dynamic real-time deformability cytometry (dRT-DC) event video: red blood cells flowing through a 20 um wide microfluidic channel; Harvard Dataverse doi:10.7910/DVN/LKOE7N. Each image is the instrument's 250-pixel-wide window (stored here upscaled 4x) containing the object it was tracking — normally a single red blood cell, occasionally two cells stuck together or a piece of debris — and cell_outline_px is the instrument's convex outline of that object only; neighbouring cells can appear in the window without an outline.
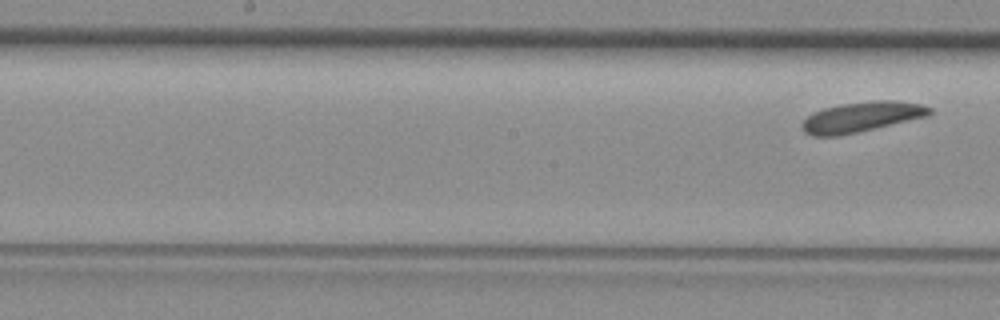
{"species": "common noctule bat (a hibernating species)", "species_latin": "Nyctalus noctula", "temperature_condition": "room temperature", "stored_images_in_passage": 5, "segment_of_instrument_passage": [2, 2], "camera_frame_rate_fps": 3000, "um_per_image_px": 0.085, "animal": {"sex": "female", "body_mass_g": 29.2, "forearm_length_mm": 56.3}, "frame": {"image": 1, "passage_image": 5, "time_ms": 1.333, "image_size_px": [1000, 320], "cell_outline_px": [[932, 112], [928, 116], [856, 132], [836, 136], [812, 136], [804, 132], [800, 128], [800, 124], [812, 112], [824, 108], [840, 104], [876, 100], [896, 100], [920, 104], [932, 108]], "centroid_in_image_um": [73.19, 9.93], "position_along_channel_um": 175.0, "area_um2": 22.37}}